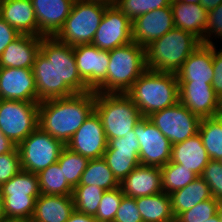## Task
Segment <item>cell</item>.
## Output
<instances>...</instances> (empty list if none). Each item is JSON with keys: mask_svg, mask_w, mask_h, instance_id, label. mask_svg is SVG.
<instances>
[{"mask_svg": "<svg viewBox=\"0 0 222 222\" xmlns=\"http://www.w3.org/2000/svg\"><path fill=\"white\" fill-rule=\"evenodd\" d=\"M94 90L70 97L39 102V124L43 131L64 145L95 110Z\"/></svg>", "mask_w": 222, "mask_h": 222, "instance_id": "6da1fadb", "label": "cell"}, {"mask_svg": "<svg viewBox=\"0 0 222 222\" xmlns=\"http://www.w3.org/2000/svg\"><path fill=\"white\" fill-rule=\"evenodd\" d=\"M125 94L148 117L179 102V83L176 74L146 69Z\"/></svg>", "mask_w": 222, "mask_h": 222, "instance_id": "7a4b0ae2", "label": "cell"}, {"mask_svg": "<svg viewBox=\"0 0 222 222\" xmlns=\"http://www.w3.org/2000/svg\"><path fill=\"white\" fill-rule=\"evenodd\" d=\"M201 44L192 33L173 28L145 47L146 67L155 72L176 74Z\"/></svg>", "mask_w": 222, "mask_h": 222, "instance_id": "3957f363", "label": "cell"}, {"mask_svg": "<svg viewBox=\"0 0 222 222\" xmlns=\"http://www.w3.org/2000/svg\"><path fill=\"white\" fill-rule=\"evenodd\" d=\"M40 195L38 175L18 172L0 186V222H30Z\"/></svg>", "mask_w": 222, "mask_h": 222, "instance_id": "277c9868", "label": "cell"}, {"mask_svg": "<svg viewBox=\"0 0 222 222\" xmlns=\"http://www.w3.org/2000/svg\"><path fill=\"white\" fill-rule=\"evenodd\" d=\"M145 48L132 41L109 51L106 79L94 90L99 93H126L146 71Z\"/></svg>", "mask_w": 222, "mask_h": 222, "instance_id": "5b68a950", "label": "cell"}, {"mask_svg": "<svg viewBox=\"0 0 222 222\" xmlns=\"http://www.w3.org/2000/svg\"><path fill=\"white\" fill-rule=\"evenodd\" d=\"M95 111L102 121L107 141L135 134L134 127L143 118L125 93L96 92Z\"/></svg>", "mask_w": 222, "mask_h": 222, "instance_id": "8992f818", "label": "cell"}, {"mask_svg": "<svg viewBox=\"0 0 222 222\" xmlns=\"http://www.w3.org/2000/svg\"><path fill=\"white\" fill-rule=\"evenodd\" d=\"M107 7L101 3L75 0L63 27L54 37L70 46L91 44Z\"/></svg>", "mask_w": 222, "mask_h": 222, "instance_id": "52a82bcc", "label": "cell"}, {"mask_svg": "<svg viewBox=\"0 0 222 222\" xmlns=\"http://www.w3.org/2000/svg\"><path fill=\"white\" fill-rule=\"evenodd\" d=\"M39 124V103L0 101V130L18 146Z\"/></svg>", "mask_w": 222, "mask_h": 222, "instance_id": "ba28073f", "label": "cell"}, {"mask_svg": "<svg viewBox=\"0 0 222 222\" xmlns=\"http://www.w3.org/2000/svg\"><path fill=\"white\" fill-rule=\"evenodd\" d=\"M65 145L37 127L18 146L21 169L38 174L58 161Z\"/></svg>", "mask_w": 222, "mask_h": 222, "instance_id": "9c48e42d", "label": "cell"}, {"mask_svg": "<svg viewBox=\"0 0 222 222\" xmlns=\"http://www.w3.org/2000/svg\"><path fill=\"white\" fill-rule=\"evenodd\" d=\"M148 118L172 145L196 135L201 121L199 116L192 113L181 102L156 111Z\"/></svg>", "mask_w": 222, "mask_h": 222, "instance_id": "30bf717a", "label": "cell"}, {"mask_svg": "<svg viewBox=\"0 0 222 222\" xmlns=\"http://www.w3.org/2000/svg\"><path fill=\"white\" fill-rule=\"evenodd\" d=\"M139 142V161L141 165L165 166L171 160L172 144L149 120L143 117L134 127Z\"/></svg>", "mask_w": 222, "mask_h": 222, "instance_id": "8fae6325", "label": "cell"}, {"mask_svg": "<svg viewBox=\"0 0 222 222\" xmlns=\"http://www.w3.org/2000/svg\"><path fill=\"white\" fill-rule=\"evenodd\" d=\"M56 71V98L70 97L91 91L79 75L73 46L59 42L54 37Z\"/></svg>", "mask_w": 222, "mask_h": 222, "instance_id": "7c38bea8", "label": "cell"}, {"mask_svg": "<svg viewBox=\"0 0 222 222\" xmlns=\"http://www.w3.org/2000/svg\"><path fill=\"white\" fill-rule=\"evenodd\" d=\"M132 41V21L116 6H108L91 44L110 51Z\"/></svg>", "mask_w": 222, "mask_h": 222, "instance_id": "4fadbf2b", "label": "cell"}, {"mask_svg": "<svg viewBox=\"0 0 222 222\" xmlns=\"http://www.w3.org/2000/svg\"><path fill=\"white\" fill-rule=\"evenodd\" d=\"M65 146L69 150L81 154L89 160L103 157L108 146V141L101 118L95 110Z\"/></svg>", "mask_w": 222, "mask_h": 222, "instance_id": "5bb4252c", "label": "cell"}, {"mask_svg": "<svg viewBox=\"0 0 222 222\" xmlns=\"http://www.w3.org/2000/svg\"><path fill=\"white\" fill-rule=\"evenodd\" d=\"M139 147L135 134H127L108 142L103 159L119 182L140 165Z\"/></svg>", "mask_w": 222, "mask_h": 222, "instance_id": "9a60e30c", "label": "cell"}, {"mask_svg": "<svg viewBox=\"0 0 222 222\" xmlns=\"http://www.w3.org/2000/svg\"><path fill=\"white\" fill-rule=\"evenodd\" d=\"M73 51L79 75L91 90H95L106 79L109 51L92 44L73 46Z\"/></svg>", "mask_w": 222, "mask_h": 222, "instance_id": "2e32d148", "label": "cell"}, {"mask_svg": "<svg viewBox=\"0 0 222 222\" xmlns=\"http://www.w3.org/2000/svg\"><path fill=\"white\" fill-rule=\"evenodd\" d=\"M37 102L56 98L54 37H42L40 52L33 64Z\"/></svg>", "mask_w": 222, "mask_h": 222, "instance_id": "e0dca14e", "label": "cell"}, {"mask_svg": "<svg viewBox=\"0 0 222 222\" xmlns=\"http://www.w3.org/2000/svg\"><path fill=\"white\" fill-rule=\"evenodd\" d=\"M175 28L171 5L136 17L132 21V40L142 47Z\"/></svg>", "mask_w": 222, "mask_h": 222, "instance_id": "ac0fdd59", "label": "cell"}, {"mask_svg": "<svg viewBox=\"0 0 222 222\" xmlns=\"http://www.w3.org/2000/svg\"><path fill=\"white\" fill-rule=\"evenodd\" d=\"M0 91L4 100L37 102L32 69L0 67Z\"/></svg>", "mask_w": 222, "mask_h": 222, "instance_id": "d6986e66", "label": "cell"}, {"mask_svg": "<svg viewBox=\"0 0 222 222\" xmlns=\"http://www.w3.org/2000/svg\"><path fill=\"white\" fill-rule=\"evenodd\" d=\"M75 0H31L35 11L38 36L54 37L63 27Z\"/></svg>", "mask_w": 222, "mask_h": 222, "instance_id": "ffe728a7", "label": "cell"}, {"mask_svg": "<svg viewBox=\"0 0 222 222\" xmlns=\"http://www.w3.org/2000/svg\"><path fill=\"white\" fill-rule=\"evenodd\" d=\"M179 102L200 118L214 117L218 96L208 83H179Z\"/></svg>", "mask_w": 222, "mask_h": 222, "instance_id": "44dd1931", "label": "cell"}, {"mask_svg": "<svg viewBox=\"0 0 222 222\" xmlns=\"http://www.w3.org/2000/svg\"><path fill=\"white\" fill-rule=\"evenodd\" d=\"M178 83H212L213 45L201 44L182 64L176 73Z\"/></svg>", "mask_w": 222, "mask_h": 222, "instance_id": "7402d4cb", "label": "cell"}, {"mask_svg": "<svg viewBox=\"0 0 222 222\" xmlns=\"http://www.w3.org/2000/svg\"><path fill=\"white\" fill-rule=\"evenodd\" d=\"M127 197L138 198L162 192L161 169L157 166L138 165L121 182Z\"/></svg>", "mask_w": 222, "mask_h": 222, "instance_id": "603a6c76", "label": "cell"}, {"mask_svg": "<svg viewBox=\"0 0 222 222\" xmlns=\"http://www.w3.org/2000/svg\"><path fill=\"white\" fill-rule=\"evenodd\" d=\"M42 36L21 34L11 42L0 57V67L32 69L40 52Z\"/></svg>", "mask_w": 222, "mask_h": 222, "instance_id": "cb8c5ba5", "label": "cell"}, {"mask_svg": "<svg viewBox=\"0 0 222 222\" xmlns=\"http://www.w3.org/2000/svg\"><path fill=\"white\" fill-rule=\"evenodd\" d=\"M0 17L20 34L38 36V25L31 0H0Z\"/></svg>", "mask_w": 222, "mask_h": 222, "instance_id": "d4e9b609", "label": "cell"}, {"mask_svg": "<svg viewBox=\"0 0 222 222\" xmlns=\"http://www.w3.org/2000/svg\"><path fill=\"white\" fill-rule=\"evenodd\" d=\"M210 160L199 133L172 145L170 162L183 165L198 176L202 175Z\"/></svg>", "mask_w": 222, "mask_h": 222, "instance_id": "484cf974", "label": "cell"}, {"mask_svg": "<svg viewBox=\"0 0 222 222\" xmlns=\"http://www.w3.org/2000/svg\"><path fill=\"white\" fill-rule=\"evenodd\" d=\"M74 210L72 196L41 194L30 222H67Z\"/></svg>", "mask_w": 222, "mask_h": 222, "instance_id": "4316f807", "label": "cell"}, {"mask_svg": "<svg viewBox=\"0 0 222 222\" xmlns=\"http://www.w3.org/2000/svg\"><path fill=\"white\" fill-rule=\"evenodd\" d=\"M171 8L175 28L190 32L202 41L208 21V11L199 3L191 4L183 1H172Z\"/></svg>", "mask_w": 222, "mask_h": 222, "instance_id": "83f0119b", "label": "cell"}, {"mask_svg": "<svg viewBox=\"0 0 222 222\" xmlns=\"http://www.w3.org/2000/svg\"><path fill=\"white\" fill-rule=\"evenodd\" d=\"M169 195L174 217H178L182 212L190 210L199 202L213 198L210 187L200 176L184 188L176 190Z\"/></svg>", "mask_w": 222, "mask_h": 222, "instance_id": "f1b7e54d", "label": "cell"}, {"mask_svg": "<svg viewBox=\"0 0 222 222\" xmlns=\"http://www.w3.org/2000/svg\"><path fill=\"white\" fill-rule=\"evenodd\" d=\"M143 222H167L174 217L170 195L164 192L136 198Z\"/></svg>", "mask_w": 222, "mask_h": 222, "instance_id": "f546056e", "label": "cell"}, {"mask_svg": "<svg viewBox=\"0 0 222 222\" xmlns=\"http://www.w3.org/2000/svg\"><path fill=\"white\" fill-rule=\"evenodd\" d=\"M79 185H94L103 190H112L120 187V182L102 157L89 160Z\"/></svg>", "mask_w": 222, "mask_h": 222, "instance_id": "4dcf8cb0", "label": "cell"}, {"mask_svg": "<svg viewBox=\"0 0 222 222\" xmlns=\"http://www.w3.org/2000/svg\"><path fill=\"white\" fill-rule=\"evenodd\" d=\"M37 175L41 194L72 196L73 187L66 181L58 162L41 170Z\"/></svg>", "mask_w": 222, "mask_h": 222, "instance_id": "1f68e13d", "label": "cell"}, {"mask_svg": "<svg viewBox=\"0 0 222 222\" xmlns=\"http://www.w3.org/2000/svg\"><path fill=\"white\" fill-rule=\"evenodd\" d=\"M160 169L162 192L166 194H171L176 190L184 188L199 177L193 171L183 167V165L170 161L165 166L160 167Z\"/></svg>", "mask_w": 222, "mask_h": 222, "instance_id": "d6a6232c", "label": "cell"}, {"mask_svg": "<svg viewBox=\"0 0 222 222\" xmlns=\"http://www.w3.org/2000/svg\"><path fill=\"white\" fill-rule=\"evenodd\" d=\"M198 133L211 160L222 157V126L214 118H201Z\"/></svg>", "mask_w": 222, "mask_h": 222, "instance_id": "836d02e7", "label": "cell"}, {"mask_svg": "<svg viewBox=\"0 0 222 222\" xmlns=\"http://www.w3.org/2000/svg\"><path fill=\"white\" fill-rule=\"evenodd\" d=\"M105 190L94 185H78L73 188L72 198L77 212L95 216Z\"/></svg>", "mask_w": 222, "mask_h": 222, "instance_id": "e575fe53", "label": "cell"}, {"mask_svg": "<svg viewBox=\"0 0 222 222\" xmlns=\"http://www.w3.org/2000/svg\"><path fill=\"white\" fill-rule=\"evenodd\" d=\"M58 164L63 170L66 181L74 188L79 185L81 176L87 167L89 159L69 150L66 146L61 150Z\"/></svg>", "mask_w": 222, "mask_h": 222, "instance_id": "d590c367", "label": "cell"}, {"mask_svg": "<svg viewBox=\"0 0 222 222\" xmlns=\"http://www.w3.org/2000/svg\"><path fill=\"white\" fill-rule=\"evenodd\" d=\"M172 0H117L116 7L131 21L152 10L168 7Z\"/></svg>", "mask_w": 222, "mask_h": 222, "instance_id": "8d00e7d4", "label": "cell"}, {"mask_svg": "<svg viewBox=\"0 0 222 222\" xmlns=\"http://www.w3.org/2000/svg\"><path fill=\"white\" fill-rule=\"evenodd\" d=\"M124 196L121 187L112 190H105L96 215L94 216L98 222H113L118 207Z\"/></svg>", "mask_w": 222, "mask_h": 222, "instance_id": "74e56055", "label": "cell"}, {"mask_svg": "<svg viewBox=\"0 0 222 222\" xmlns=\"http://www.w3.org/2000/svg\"><path fill=\"white\" fill-rule=\"evenodd\" d=\"M221 202L215 198L199 202L190 210L182 212L178 219L182 222H203L220 212Z\"/></svg>", "mask_w": 222, "mask_h": 222, "instance_id": "f35d334b", "label": "cell"}, {"mask_svg": "<svg viewBox=\"0 0 222 222\" xmlns=\"http://www.w3.org/2000/svg\"><path fill=\"white\" fill-rule=\"evenodd\" d=\"M202 177L210 187L212 197L222 203V167L217 160H210Z\"/></svg>", "mask_w": 222, "mask_h": 222, "instance_id": "ab89813d", "label": "cell"}, {"mask_svg": "<svg viewBox=\"0 0 222 222\" xmlns=\"http://www.w3.org/2000/svg\"><path fill=\"white\" fill-rule=\"evenodd\" d=\"M21 170L18 148H16L13 152L0 154V186L9 181Z\"/></svg>", "mask_w": 222, "mask_h": 222, "instance_id": "60d3db41", "label": "cell"}, {"mask_svg": "<svg viewBox=\"0 0 222 222\" xmlns=\"http://www.w3.org/2000/svg\"><path fill=\"white\" fill-rule=\"evenodd\" d=\"M213 36V37H212ZM222 39V3L215 9L208 11V21L205 29L203 45H215L212 39Z\"/></svg>", "mask_w": 222, "mask_h": 222, "instance_id": "b9f144b4", "label": "cell"}, {"mask_svg": "<svg viewBox=\"0 0 222 222\" xmlns=\"http://www.w3.org/2000/svg\"><path fill=\"white\" fill-rule=\"evenodd\" d=\"M113 222H143L136 198L123 196Z\"/></svg>", "mask_w": 222, "mask_h": 222, "instance_id": "7bdbcfd3", "label": "cell"}, {"mask_svg": "<svg viewBox=\"0 0 222 222\" xmlns=\"http://www.w3.org/2000/svg\"><path fill=\"white\" fill-rule=\"evenodd\" d=\"M213 69L214 76L211 85L219 96L222 94V49H216L215 45H213Z\"/></svg>", "mask_w": 222, "mask_h": 222, "instance_id": "ee69618b", "label": "cell"}, {"mask_svg": "<svg viewBox=\"0 0 222 222\" xmlns=\"http://www.w3.org/2000/svg\"><path fill=\"white\" fill-rule=\"evenodd\" d=\"M21 34L0 17V57L4 49Z\"/></svg>", "mask_w": 222, "mask_h": 222, "instance_id": "f6af8a7d", "label": "cell"}, {"mask_svg": "<svg viewBox=\"0 0 222 222\" xmlns=\"http://www.w3.org/2000/svg\"><path fill=\"white\" fill-rule=\"evenodd\" d=\"M16 148L17 146L0 130V154L13 152Z\"/></svg>", "mask_w": 222, "mask_h": 222, "instance_id": "bcb514c9", "label": "cell"}, {"mask_svg": "<svg viewBox=\"0 0 222 222\" xmlns=\"http://www.w3.org/2000/svg\"><path fill=\"white\" fill-rule=\"evenodd\" d=\"M67 222H98L94 216L83 214L74 210Z\"/></svg>", "mask_w": 222, "mask_h": 222, "instance_id": "7dc6e473", "label": "cell"}, {"mask_svg": "<svg viewBox=\"0 0 222 222\" xmlns=\"http://www.w3.org/2000/svg\"><path fill=\"white\" fill-rule=\"evenodd\" d=\"M222 3V0H200L199 4L206 10L210 11L215 9Z\"/></svg>", "mask_w": 222, "mask_h": 222, "instance_id": "c3c4849f", "label": "cell"}, {"mask_svg": "<svg viewBox=\"0 0 222 222\" xmlns=\"http://www.w3.org/2000/svg\"><path fill=\"white\" fill-rule=\"evenodd\" d=\"M87 2H94V3H101L106 6H115L117 3V0H84Z\"/></svg>", "mask_w": 222, "mask_h": 222, "instance_id": "681fc988", "label": "cell"}, {"mask_svg": "<svg viewBox=\"0 0 222 222\" xmlns=\"http://www.w3.org/2000/svg\"><path fill=\"white\" fill-rule=\"evenodd\" d=\"M215 116H222V94L218 96V105Z\"/></svg>", "mask_w": 222, "mask_h": 222, "instance_id": "f907efd6", "label": "cell"}, {"mask_svg": "<svg viewBox=\"0 0 222 222\" xmlns=\"http://www.w3.org/2000/svg\"><path fill=\"white\" fill-rule=\"evenodd\" d=\"M203 222H222L221 213L219 212L216 215H214L213 217H211L209 220L203 221Z\"/></svg>", "mask_w": 222, "mask_h": 222, "instance_id": "816d5d0a", "label": "cell"}, {"mask_svg": "<svg viewBox=\"0 0 222 222\" xmlns=\"http://www.w3.org/2000/svg\"><path fill=\"white\" fill-rule=\"evenodd\" d=\"M172 1H183L184 3L195 4V3H199L200 0H172Z\"/></svg>", "mask_w": 222, "mask_h": 222, "instance_id": "f5cc1de1", "label": "cell"}, {"mask_svg": "<svg viewBox=\"0 0 222 222\" xmlns=\"http://www.w3.org/2000/svg\"><path fill=\"white\" fill-rule=\"evenodd\" d=\"M167 222H182L178 219V217H173L172 219L168 220Z\"/></svg>", "mask_w": 222, "mask_h": 222, "instance_id": "db71d44e", "label": "cell"}, {"mask_svg": "<svg viewBox=\"0 0 222 222\" xmlns=\"http://www.w3.org/2000/svg\"><path fill=\"white\" fill-rule=\"evenodd\" d=\"M214 118L221 124L222 126V116H214Z\"/></svg>", "mask_w": 222, "mask_h": 222, "instance_id": "11a10c76", "label": "cell"}, {"mask_svg": "<svg viewBox=\"0 0 222 222\" xmlns=\"http://www.w3.org/2000/svg\"><path fill=\"white\" fill-rule=\"evenodd\" d=\"M219 162V164L221 165L222 167V157L220 159L217 160Z\"/></svg>", "mask_w": 222, "mask_h": 222, "instance_id": "9f6ffc18", "label": "cell"}, {"mask_svg": "<svg viewBox=\"0 0 222 222\" xmlns=\"http://www.w3.org/2000/svg\"><path fill=\"white\" fill-rule=\"evenodd\" d=\"M220 213H221V216H222V203H221V206H220Z\"/></svg>", "mask_w": 222, "mask_h": 222, "instance_id": "6f0895ef", "label": "cell"}]
</instances>
